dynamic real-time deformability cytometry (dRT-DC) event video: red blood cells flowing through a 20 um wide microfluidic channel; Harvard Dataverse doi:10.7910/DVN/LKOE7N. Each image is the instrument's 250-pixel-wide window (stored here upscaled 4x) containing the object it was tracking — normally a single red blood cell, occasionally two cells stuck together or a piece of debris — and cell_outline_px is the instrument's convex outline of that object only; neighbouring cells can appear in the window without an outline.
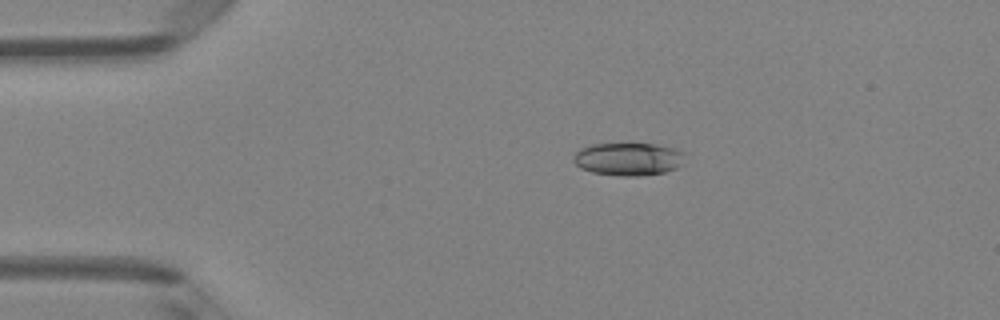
{"species": "Egyptian fruit bat (a non-hibernating species)", "species_latin": "Rousettus aegyptiacus", "temperature_condition": "room temperature", "stored_images_in_passage": 2, "camera_frame_rate_fps": 3000, "um_per_image_px": 0.085, "animal": {"sex": "female"}, "frame": {"image": 1, "passage_image": 1, "time_ms": 0.0, "image_size_px": [1000, 320], "cell_outline_px": [[688, 152], [680, 164], [676, 168], [664, 172], [640, 176], [620, 176], [592, 172], [580, 168], [572, 160], [572, 156], [580, 148], [592, 144], [656, 144]], "centroid_in_image_um": [53.4, 13.52], "position_along_channel_um": 31.6, "area_um2": 21.44}}